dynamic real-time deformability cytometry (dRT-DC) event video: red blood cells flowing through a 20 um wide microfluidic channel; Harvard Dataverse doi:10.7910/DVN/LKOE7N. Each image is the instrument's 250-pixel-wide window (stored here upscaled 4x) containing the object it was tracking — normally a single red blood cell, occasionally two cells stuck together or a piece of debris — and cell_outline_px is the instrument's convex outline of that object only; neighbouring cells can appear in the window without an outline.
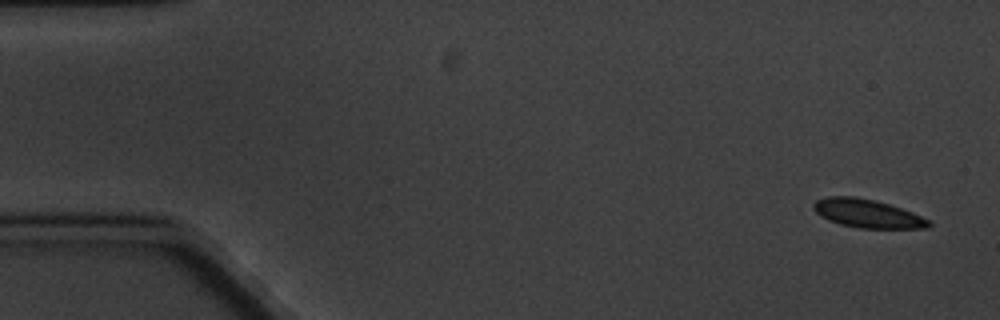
{"species": "common noctule bat (a hibernating species)", "species_latin": "Nyctalus noctula", "temperature_condition": "cold", "stored_images_in_passage": 9, "camera_frame_rate_fps": 3000, "um_per_image_px": 0.085, "animal": {"sex": "male", "body_mass_g": 20.1, "forearm_length_mm": 53.5}, "frame": {"image": 1, "passage_image": 1, "time_ms": 0.0, "image_size_px": [1000, 320], "cell_outline_px": [[932, 224], [928, 228], [860, 228], [840, 224], [828, 220], [820, 216], [812, 208], [812, 204], [816, 200], [828, 196], [856, 196], [888, 204], [912, 212], [928, 220]], "centroid_in_image_um": [73.68, 18.15], "position_along_channel_um": 11.3, "area_um2": 18.96}}